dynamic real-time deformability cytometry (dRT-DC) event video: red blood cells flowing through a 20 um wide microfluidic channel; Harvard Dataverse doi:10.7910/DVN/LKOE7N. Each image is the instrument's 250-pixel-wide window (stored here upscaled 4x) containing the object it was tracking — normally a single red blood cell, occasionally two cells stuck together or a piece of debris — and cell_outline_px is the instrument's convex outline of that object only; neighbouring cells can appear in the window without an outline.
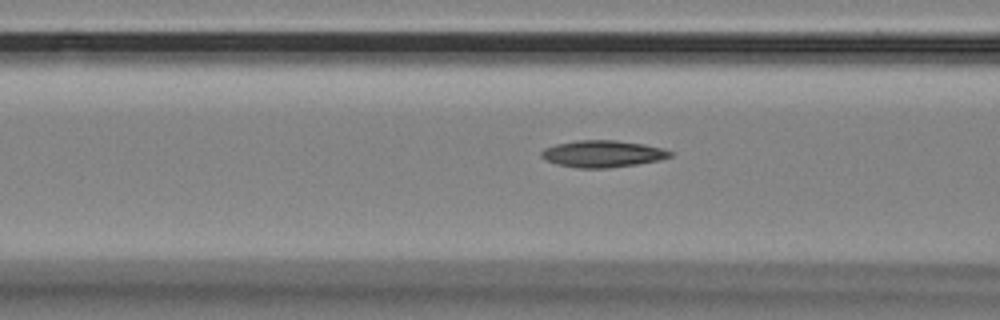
{"species": "Egyptian fruit bat (a non-hibernating species)", "species_latin": "Rousettus aegyptiacus", "temperature_condition": "room temperature", "stored_images_in_passage": 31, "camera_frame_rate_fps": 3000, "um_per_image_px": 0.085, "animal": {"sex": "female"}, "frame": {"image": 1, "passage_image": 8, "time_ms": 2.333, "image_size_px": [1000, 320], "cell_outline_px": [[672, 156], [660, 160], [636, 164], [608, 168], [576, 168], [556, 164], [540, 156], [540, 152], [544, 148], [556, 144], [576, 140], [616, 140], [644, 144], [660, 148], [672, 152]], "centroid_in_image_um": [51.2, 13.07], "position_along_channel_um": 115.4, "area_um2": 20.11}}
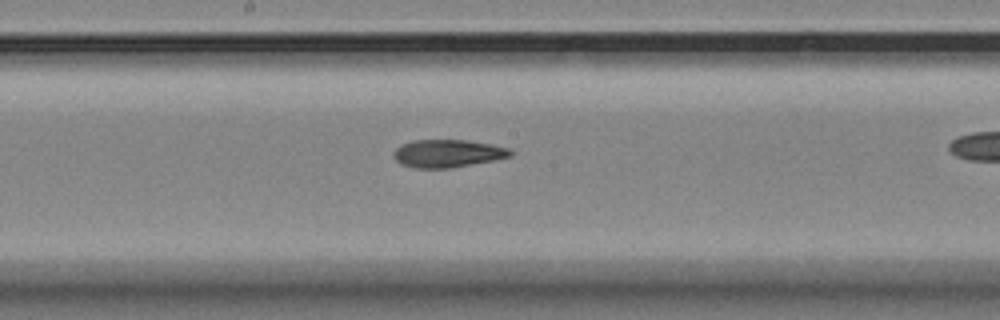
{"frame": {"image": 2, "passage_image": 16, "time_ms": 5.0, "image_size_px": [1000, 320], "cell_outline_px": [[512, 156], [492, 160], [448, 168], [416, 168], [400, 164], [392, 156], [392, 152], [400, 144], [412, 140], [468, 140], [508, 148], [512, 152]], "centroid_in_image_um": [37.97, 13.03], "position_along_channel_um": 210.2, "area_um2": 18.79}}
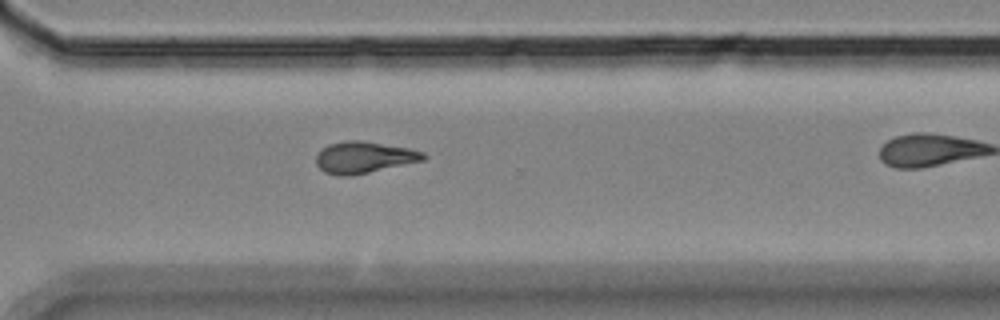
{"frame": {"image": 3, "passage_image": 27, "time_ms": 8.667, "image_size_px": [1000, 320], "cell_outline_px": [[428, 156], [424, 160], [368, 172], [348, 176], [340, 176], [324, 172], [316, 164], [316, 156], [328, 144], [344, 140], [360, 140], [408, 148], [424, 152]], "centroid_in_image_um": [30.93, 13.37], "position_along_channel_um": 339.7, "area_um2": 19.54}}